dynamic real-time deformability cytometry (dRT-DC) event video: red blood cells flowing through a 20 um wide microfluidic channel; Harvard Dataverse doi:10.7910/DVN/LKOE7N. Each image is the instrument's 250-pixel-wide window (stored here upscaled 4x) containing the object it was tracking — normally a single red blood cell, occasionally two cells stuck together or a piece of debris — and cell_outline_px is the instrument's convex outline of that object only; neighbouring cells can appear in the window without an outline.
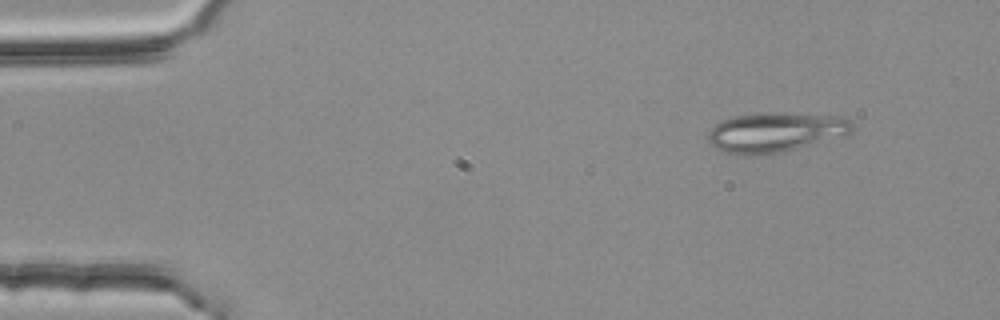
{"species": "common noctule bat (a hibernating species)", "species_latin": "Nyctalus noctula", "temperature_condition": "room temperature", "stored_images_in_passage": 2, "camera_frame_rate_fps": 3000, "um_per_image_px": 0.085, "animal": {"sex": "female", "body_mass_g": 25.1}, "frame": {"image": 1, "passage_image": 1, "time_ms": 0.0, "image_size_px": [1000, 320], "cell_outline_px": [[856, 128], [848, 136], [780, 152], [748, 156], [744, 156], [720, 152], [708, 140], [708, 132], [716, 124], [724, 120], [736, 116], [760, 112], [768, 112], [836, 116], [848, 120]], "centroid_in_image_um": [65.92, 11.26], "position_along_channel_um": 19.1, "area_um2": 33.52}}